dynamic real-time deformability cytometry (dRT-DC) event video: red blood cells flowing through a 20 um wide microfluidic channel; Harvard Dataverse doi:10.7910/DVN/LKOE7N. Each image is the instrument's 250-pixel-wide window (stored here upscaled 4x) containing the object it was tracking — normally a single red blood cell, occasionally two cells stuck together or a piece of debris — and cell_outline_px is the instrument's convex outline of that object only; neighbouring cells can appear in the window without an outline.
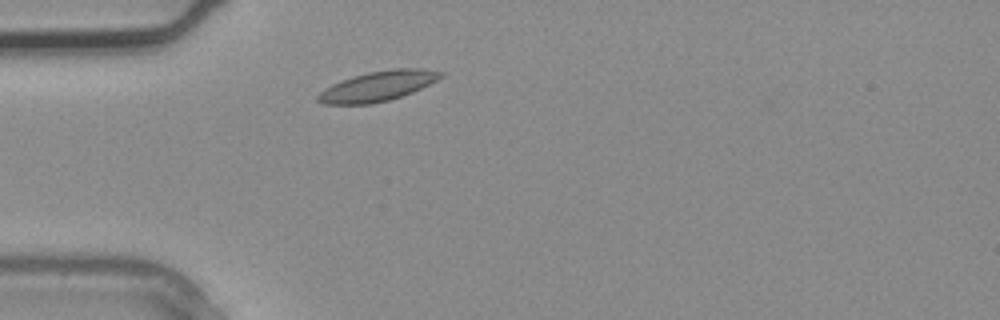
{"species": "common noctule bat (a hibernating species)", "species_latin": "Nyctalus noctula", "temperature_condition": "warm", "stored_images_in_passage": 1, "camera_frame_rate_fps": 3000, "um_per_image_px": 0.085, "animal": {"sex": "male", "body_mass_g": 20.4}, "frame": {"image": 1, "passage_image": 1, "time_ms": 0.0, "image_size_px": [1000, 320], "cell_outline_px": [[444, 76], [412, 92], [388, 100], [372, 104], [324, 104], [316, 100], [316, 96], [324, 88], [332, 84], [352, 76], [368, 72], [392, 68], [420, 68], [444, 72]], "centroid_in_image_um": [32.09, 7.31], "position_along_channel_um": 52.9, "area_um2": 21.39}}